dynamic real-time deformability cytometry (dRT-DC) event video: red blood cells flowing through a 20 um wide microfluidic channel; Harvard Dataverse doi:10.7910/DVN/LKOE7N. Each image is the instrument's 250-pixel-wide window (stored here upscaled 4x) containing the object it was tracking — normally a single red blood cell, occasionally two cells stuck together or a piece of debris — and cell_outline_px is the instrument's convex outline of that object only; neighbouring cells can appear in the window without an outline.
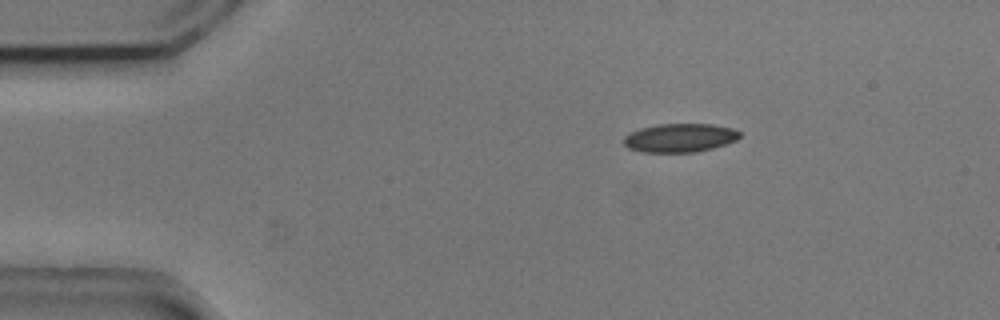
{"species": "common noctule bat (a hibernating species)", "species_latin": "Nyctalus noctula", "temperature_condition": "cold", "stored_images_in_passage": 46, "camera_frame_rate_fps": 3000, "um_per_image_px": 0.085, "animal": {"sex": "male", "body_mass_g": 20.5, "forearm_length_mm": 52.5}, "frame": {"image": 1, "passage_image": 1, "time_ms": 0.0, "image_size_px": [1000, 320], "cell_outline_px": [[740, 136], [736, 140], [712, 148], [696, 152], [644, 152], [628, 148], [624, 144], [624, 136], [628, 132], [640, 128], [656, 124], [712, 124], [732, 128], [740, 132]], "centroid_in_image_um": [57.75, 11.71], "position_along_channel_um": 27.2, "area_um2": 19.36}}
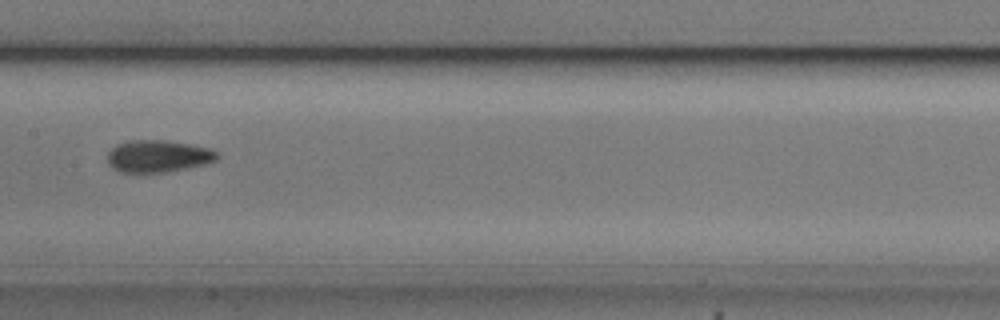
{"frame": {"image": 2, "passage_image": 19, "time_ms": 6.0, "image_size_px": [1000, 320], "cell_outline_px": [[220, 156], [216, 160], [204, 164], [188, 168], [164, 172], [120, 172], [112, 168], [108, 164], [108, 152], [116, 144], [128, 140], [168, 140], [192, 144], [212, 148], [220, 152]], "centroid_in_image_um": [13.47, 13.26], "position_along_channel_um": 193.9, "area_um2": 20.87}}
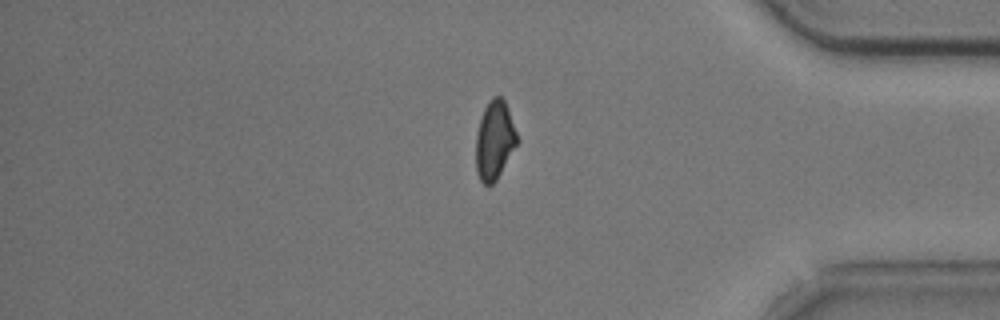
{"frame": {"image": 3, "passage_image": 37, "time_ms": 12.0, "image_size_px": [1000, 320], "cell_outline_px": [[520, 140], [496, 180], [488, 188], [480, 180], [476, 172], [476, 136], [480, 120], [484, 108], [492, 96], [500, 96], [504, 100], [508, 108]], "centroid_in_image_um": [42.05, 11.93], "position_along_channel_um": 393.2, "area_um2": 19.07}, "authors_computed_cell_mechanics": {"area_um2": 19.9121, "velocity_mm_per_s": 3.7395, "shape_relaxation_time_tau1_ms": 6.0945, "shape_relaxation_time_tau2_ms": 4.0895, "deformation_change_tau1": 0.1412, "deformation_change_tau2": 0.0861}}